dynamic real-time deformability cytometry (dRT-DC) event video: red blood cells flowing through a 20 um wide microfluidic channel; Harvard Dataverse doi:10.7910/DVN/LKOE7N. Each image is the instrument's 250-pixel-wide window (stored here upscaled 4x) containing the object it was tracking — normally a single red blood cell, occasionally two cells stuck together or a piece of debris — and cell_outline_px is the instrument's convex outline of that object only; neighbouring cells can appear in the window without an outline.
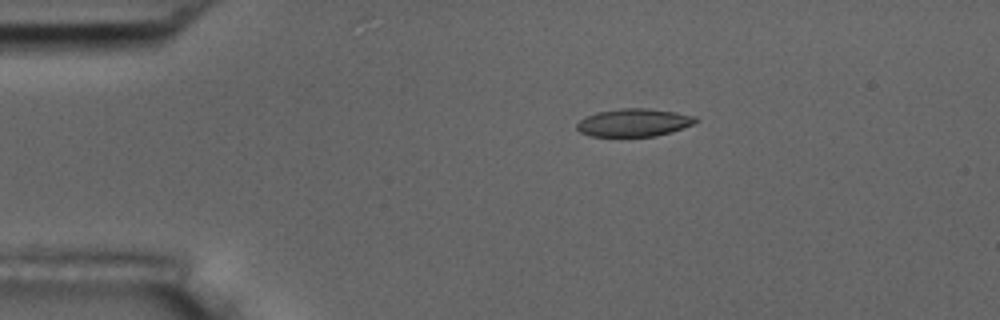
{"species": "common noctule bat (a hibernating species)", "species_latin": "Nyctalus noctula", "temperature_condition": "room temperature", "stored_images_in_passage": 7, "camera_frame_rate_fps": 3000, "um_per_image_px": 0.085, "animal": {"sex": "male", "body_mass_g": 17.5, "forearm_length_mm": 52.3}, "frame": {"image": 1, "passage_image": 3, "time_ms": 2.333, "image_size_px": [1000, 320], "cell_outline_px": [[700, 120], [692, 124], [672, 132], [656, 136], [588, 136], [580, 132], [576, 128], [576, 124], [584, 116], [596, 112], [620, 108], [648, 108], [676, 112], [696, 116]], "centroid_in_image_um": [53.87, 10.41], "position_along_channel_um": 31.1, "area_um2": 19.48}}
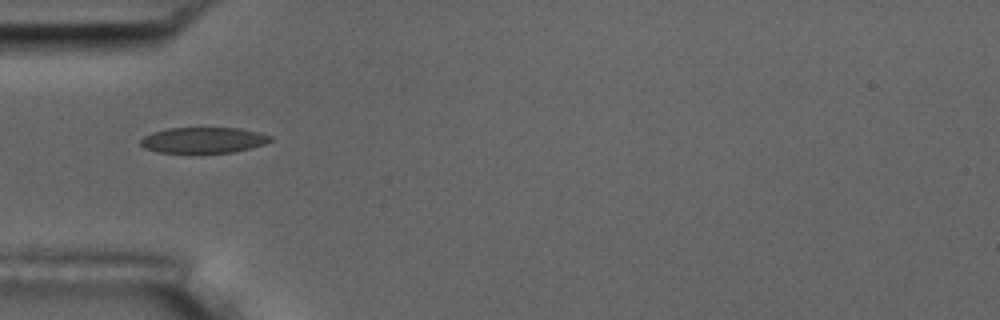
{"frame": {"image": 2, "passage_image": 5, "time_ms": 4.667, "image_size_px": [1000, 320], "cell_outline_px": [[272, 140], [264, 144], [232, 152], [156, 152], [144, 148], [140, 144], [140, 140], [144, 136], [152, 132], [168, 128], [240, 128], [272, 136]], "centroid_in_image_um": [17.25, 11.9], "position_along_channel_um": 67.8, "area_um2": 19.25}}